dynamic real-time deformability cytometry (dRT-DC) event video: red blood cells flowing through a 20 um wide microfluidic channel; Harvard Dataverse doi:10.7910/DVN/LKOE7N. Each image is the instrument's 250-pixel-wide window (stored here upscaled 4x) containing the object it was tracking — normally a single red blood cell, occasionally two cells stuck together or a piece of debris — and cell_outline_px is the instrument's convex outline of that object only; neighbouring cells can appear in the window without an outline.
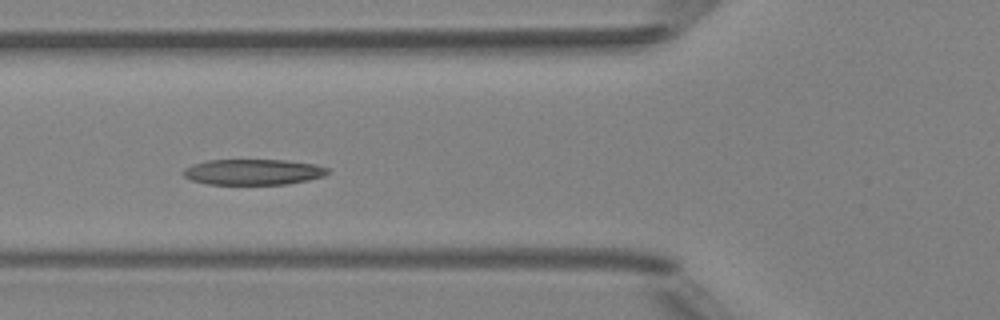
{"species": "Egyptian fruit bat (a non-hibernating species)", "species_latin": "Rousettus aegyptiacus", "temperature_condition": "room temperature", "stored_images_in_passage": 6, "segment_of_instrument_passage": [1, 2], "camera_frame_rate_fps": 3000, "um_per_image_px": 0.085, "animal": {"sex": "female"}, "frame": {"image": 1, "passage_image": 4, "time_ms": 3.333, "image_size_px": [1000, 320], "cell_outline_px": [[328, 172], [324, 176], [308, 180], [288, 184], [208, 184], [192, 180], [184, 176], [180, 172], [184, 168], [192, 164], [208, 160], [284, 160], [316, 164], [328, 168]], "centroid_in_image_um": [21.5, 14.61], "position_along_channel_um": 104.3, "area_um2": 21.68}}
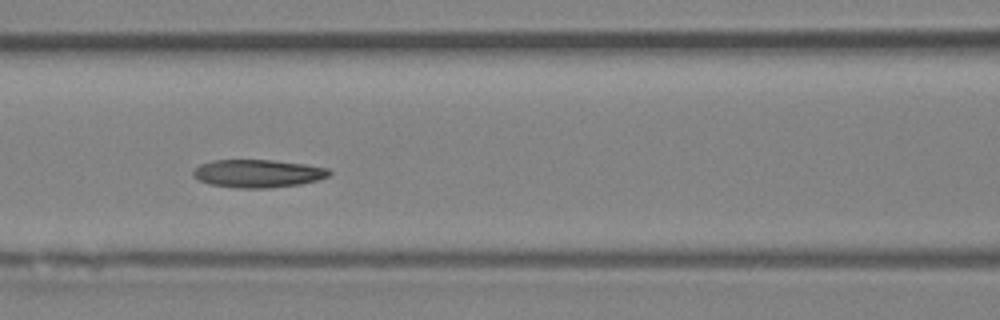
{"frame": {"image": 2, "passage_image": 5, "time_ms": 4.333, "image_size_px": [1000, 320], "cell_outline_px": [[332, 172], [328, 176], [316, 180], [300, 184], [268, 188], [240, 188], [212, 184], [200, 180], [192, 176], [192, 172], [200, 164], [212, 160], [272, 160], [304, 164], [328, 168]], "centroid_in_image_um": [21.92, 14.74], "position_along_channel_um": 144.7, "area_um2": 21.96}}